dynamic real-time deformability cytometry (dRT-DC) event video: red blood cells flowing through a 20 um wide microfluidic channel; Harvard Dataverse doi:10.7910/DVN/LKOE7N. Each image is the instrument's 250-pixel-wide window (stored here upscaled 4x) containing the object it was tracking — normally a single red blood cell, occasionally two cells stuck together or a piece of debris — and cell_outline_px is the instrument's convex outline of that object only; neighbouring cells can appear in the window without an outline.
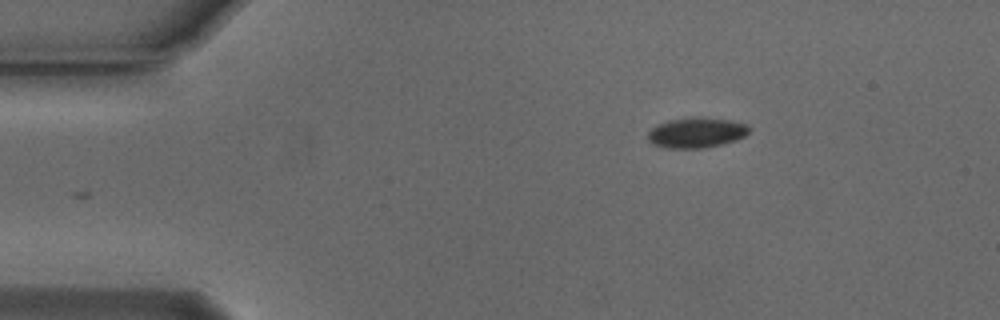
{"species": "Egyptian fruit bat (a non-hibernating species)", "species_latin": "Rousettus aegyptiacus", "temperature_condition": "cold", "stored_images_in_passage": 37, "camera_frame_rate_fps": 3000, "um_per_image_px": 0.085, "animal": {"sex": "male"}, "frame": {"image": 1, "passage_image": 1, "time_ms": 0.0, "image_size_px": [1000, 320], "cell_outline_px": [[752, 128], [744, 136], [736, 140], [704, 148], [664, 148], [652, 144], [648, 140], [648, 132], [652, 128], [668, 120], [728, 120], [748, 124]], "centroid_in_image_um": [59.19, 11.33], "position_along_channel_um": 25.8, "area_um2": 17.05}}
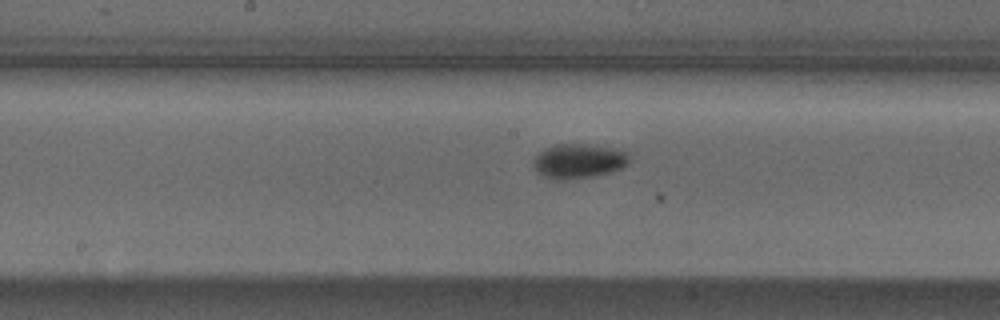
{"frame": {"image": 2, "passage_image": 20, "time_ms": 6.333, "image_size_px": [1000, 320], "cell_outline_px": [[628, 164], [612, 172], [596, 176], [564, 180], [560, 180], [544, 176], [536, 168], [536, 156], [544, 148], [556, 144], [584, 144], [612, 148], [628, 152]], "centroid_in_image_um": [49.23, 13.69], "position_along_channel_um": 199.0, "area_um2": 18.96}}
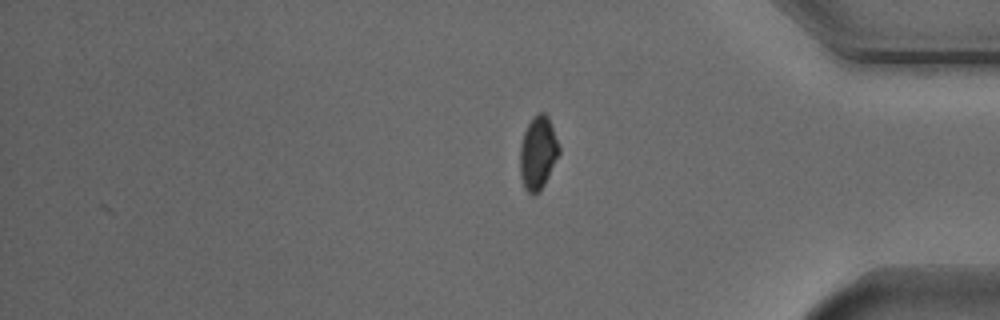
{"frame": {"image": 3, "passage_image": 37, "time_ms": 12.0, "image_size_px": [1000, 320], "cell_outline_px": [[560, 152], [540, 192], [528, 192], [524, 188], [520, 176], [520, 144], [524, 132], [532, 116], [540, 112], [544, 112], [548, 116], [560, 148]], "centroid_in_image_um": [45.71, 12.97], "position_along_channel_um": 389.5, "area_um2": 16.53}, "authors_computed_cell_mechanics": {"area_um2": 18.207, "velocity_mm_per_s": 3.7587, "shape_relaxation_time_tau1_ms": 2.1035, "shape_relaxation_time_tau2_ms": null, "deformation_change_tau1": 0.0905, "deformation_change_tau2": null}}